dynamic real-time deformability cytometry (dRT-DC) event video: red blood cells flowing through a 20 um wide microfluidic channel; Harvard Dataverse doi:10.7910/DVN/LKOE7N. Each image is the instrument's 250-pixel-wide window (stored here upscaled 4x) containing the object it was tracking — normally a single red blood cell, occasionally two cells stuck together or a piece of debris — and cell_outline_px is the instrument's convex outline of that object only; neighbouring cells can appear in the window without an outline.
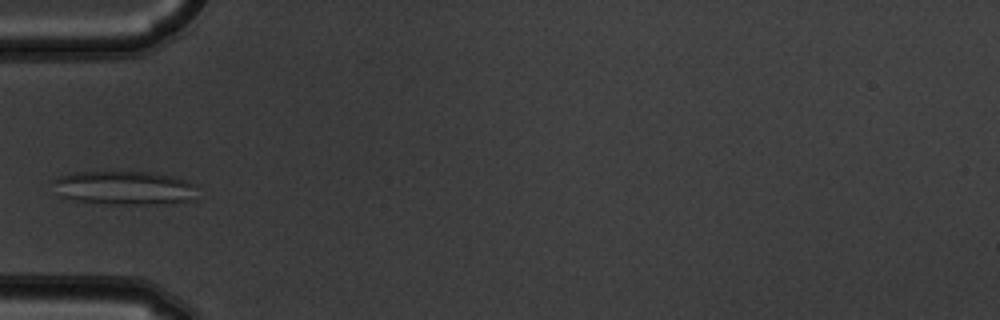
{"species": "common noctule bat (a hibernating species)", "species_latin": "Nyctalus noctula", "temperature_condition": "warm", "stored_images_in_passage": 5, "camera_frame_rate_fps": 3000, "um_per_image_px": 0.085, "animal": {"sex": "male", "body_mass_g": 19.5, "forearm_length_mm": 54.6}, "frame": {"image": 1, "passage_image": 4, "time_ms": 1.0, "image_size_px": [1000, 320], "cell_outline_px": [[196, 200], [148, 204], [116, 204], [76, 200], [60, 196], [48, 180], [56, 176], [72, 172], [148, 172], [176, 176], [188, 180], [196, 184]], "centroid_in_image_um": [10.55, 15.95], "position_along_channel_um": 74.5, "area_um2": 28.78}}
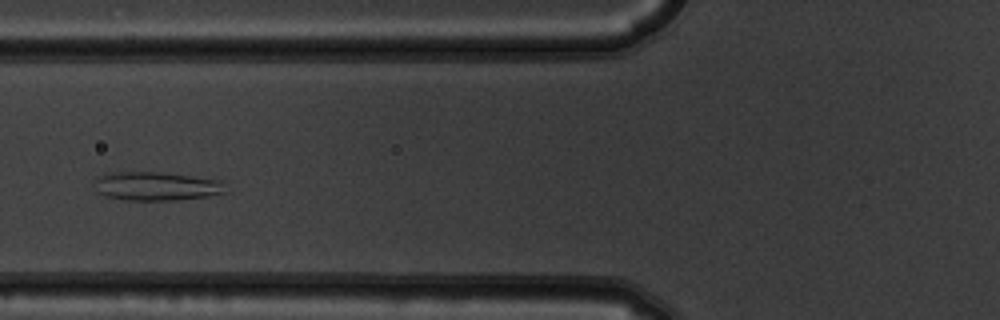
{"frame": {"image": 2, "passage_image": 5, "time_ms": 1.333, "image_size_px": [1000, 320], "cell_outline_px": [[228, 192], [208, 196], [176, 200], [124, 200], [108, 196], [96, 192], [92, 180], [96, 176], [108, 172], [156, 172], [220, 180]], "centroid_in_image_um": [13.21, 15.82], "position_along_channel_um": 112.6, "area_um2": 22.02}}